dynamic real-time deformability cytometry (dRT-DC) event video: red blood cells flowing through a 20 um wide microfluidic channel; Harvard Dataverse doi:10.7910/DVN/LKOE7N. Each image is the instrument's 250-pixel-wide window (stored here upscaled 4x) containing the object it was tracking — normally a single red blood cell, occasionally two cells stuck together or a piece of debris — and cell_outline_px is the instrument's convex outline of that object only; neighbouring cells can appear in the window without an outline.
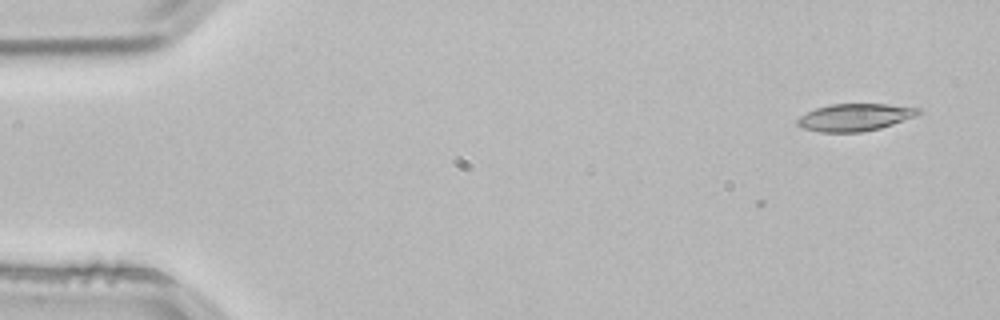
{"species": "common noctule bat (a hibernating species)", "species_latin": "Nyctalus noctula", "temperature_condition": "room temperature", "stored_images_in_passage": 3, "camera_frame_rate_fps": 3000, "um_per_image_px": 0.085, "animal": {"sex": "male", "body_mass_g": 21.5, "forearm_length_mm": 52.0}, "frame": {"image": 1, "passage_image": 1, "time_ms": 0.0, "image_size_px": [1000, 320], "cell_outline_px": [[920, 112], [916, 116], [880, 128], [860, 132], [820, 132], [804, 128], [796, 124], [796, 120], [800, 116], [816, 108], [832, 104], [884, 104], [920, 108]], "centroid_in_image_um": [72.65, 9.97], "position_along_channel_um": 12.4, "area_um2": 19.02}}